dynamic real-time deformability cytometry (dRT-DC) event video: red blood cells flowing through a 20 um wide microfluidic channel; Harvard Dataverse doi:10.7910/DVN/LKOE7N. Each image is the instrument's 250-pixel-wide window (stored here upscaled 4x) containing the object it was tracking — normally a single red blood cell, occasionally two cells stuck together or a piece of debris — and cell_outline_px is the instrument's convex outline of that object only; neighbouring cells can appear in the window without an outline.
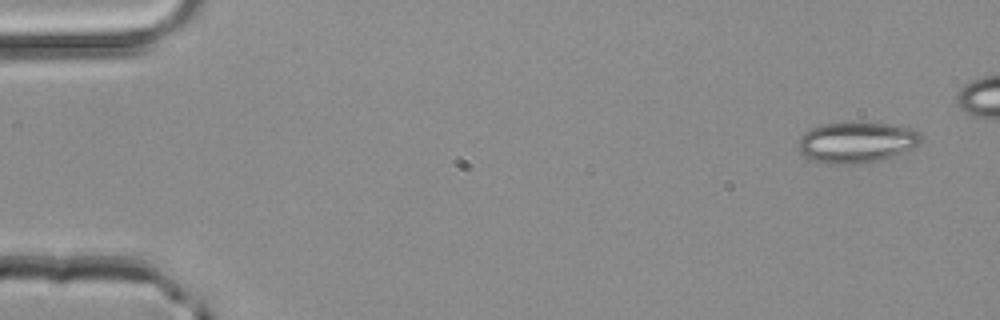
{"species": "common noctule bat (a hibernating species)", "species_latin": "Nyctalus noctula", "temperature_condition": "room temperature", "stored_images_in_passage": 4, "camera_frame_rate_fps": 3000, "um_per_image_px": 0.085, "animal": {"sex": "male", "body_mass_g": 20.4}, "frame": {"image": 1, "passage_image": 1, "time_ms": 0.0, "image_size_px": [1000, 320], "cell_outline_px": [[924, 140], [920, 144], [912, 148], [892, 156], [880, 160], [856, 164], [832, 164], [812, 160], [804, 156], [800, 152], [800, 136], [804, 132], [820, 124], [900, 124], [912, 128], [920, 132]], "centroid_in_image_um": [72.86, 12.11], "position_along_channel_um": 12.1, "area_um2": 29.02}}